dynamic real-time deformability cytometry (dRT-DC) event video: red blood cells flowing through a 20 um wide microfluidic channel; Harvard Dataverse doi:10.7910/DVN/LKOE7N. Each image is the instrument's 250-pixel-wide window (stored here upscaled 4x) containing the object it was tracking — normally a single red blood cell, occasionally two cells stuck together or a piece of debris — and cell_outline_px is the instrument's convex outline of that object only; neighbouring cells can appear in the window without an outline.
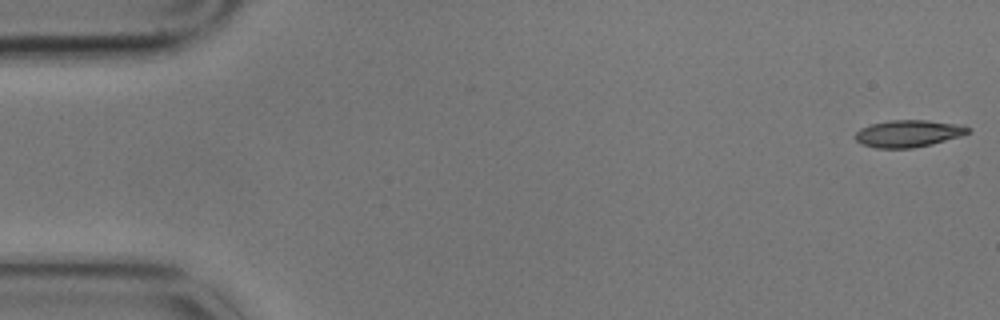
{"species": "common noctule bat (a hibernating species)", "species_latin": "Nyctalus noctula", "temperature_condition": "cold", "stored_images_in_passage": 4, "camera_frame_rate_fps": 3000, "um_per_image_px": 0.085, "animal": {"sex": "male", "body_mass_g": 17.9}, "frame": {"image": 1, "passage_image": 1, "time_ms": 0.0, "image_size_px": [1000, 320], "cell_outline_px": [[972, 132], [960, 136], [932, 144], [912, 148], [876, 148], [864, 144], [856, 140], [852, 136], [860, 128], [872, 124], [888, 120], [928, 120], [956, 124], [972, 128]], "centroid_in_image_um": [77.21, 11.34], "position_along_channel_um": 7.8, "area_um2": 17.8}}
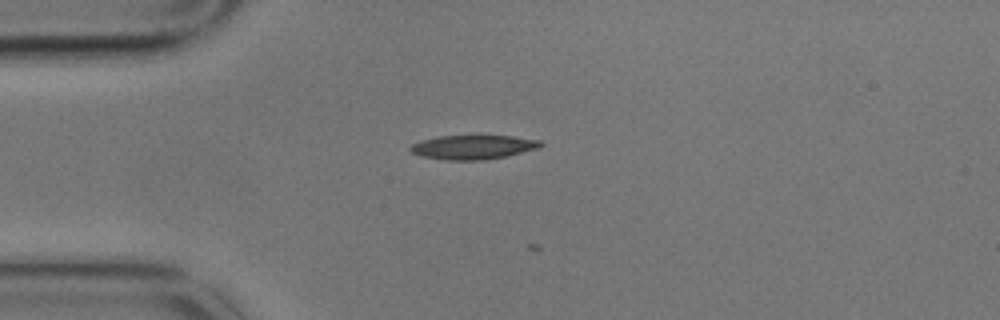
{"frame": {"image": 2, "passage_image": 3, "time_ms": 0.667, "image_size_px": [1000, 320], "cell_outline_px": [[544, 144], [540, 148], [508, 156], [484, 160], [444, 160], [424, 156], [412, 152], [408, 148], [412, 144], [420, 140], [436, 136], [512, 136], [540, 140]], "centroid_in_image_um": [40.24, 12.51], "position_along_channel_um": 44.8, "area_um2": 18.44}}